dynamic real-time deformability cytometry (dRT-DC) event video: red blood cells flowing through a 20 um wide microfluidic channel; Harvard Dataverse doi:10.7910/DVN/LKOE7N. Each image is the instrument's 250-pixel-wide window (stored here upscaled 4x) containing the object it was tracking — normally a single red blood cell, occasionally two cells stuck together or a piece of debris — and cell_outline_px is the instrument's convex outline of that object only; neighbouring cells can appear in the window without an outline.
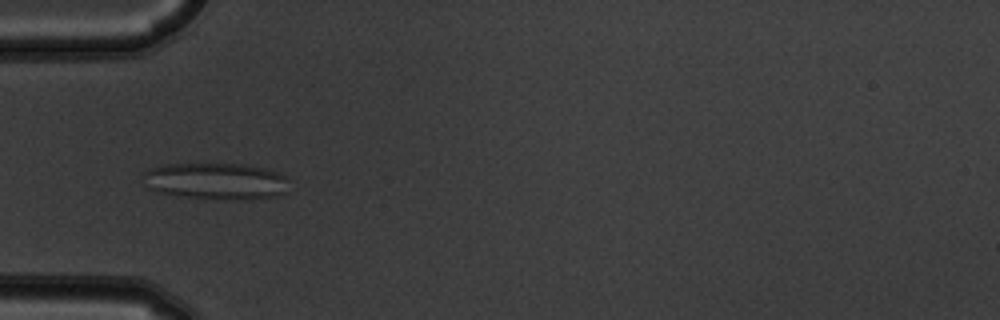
{"species": "common noctule bat (a hibernating species)", "species_latin": "Nyctalus noctula", "temperature_condition": "warm", "stored_images_in_passage": 3, "camera_frame_rate_fps": 3000, "um_per_image_px": 0.085, "animal": {"sex": "male", "body_mass_g": 19.5, "forearm_length_mm": 54.6}, "frame": {"image": 1, "passage_image": 1, "time_ms": 0.0, "image_size_px": [1000, 320], "cell_outline_px": [[288, 192], [276, 196], [252, 200], [216, 200], [176, 196], [156, 192], [148, 188], [144, 172], [152, 168], [164, 164], [244, 164], [264, 168], [288, 176]], "centroid_in_image_um": [18.42, 15.43], "position_along_channel_um": 66.6, "area_um2": 31.79}}
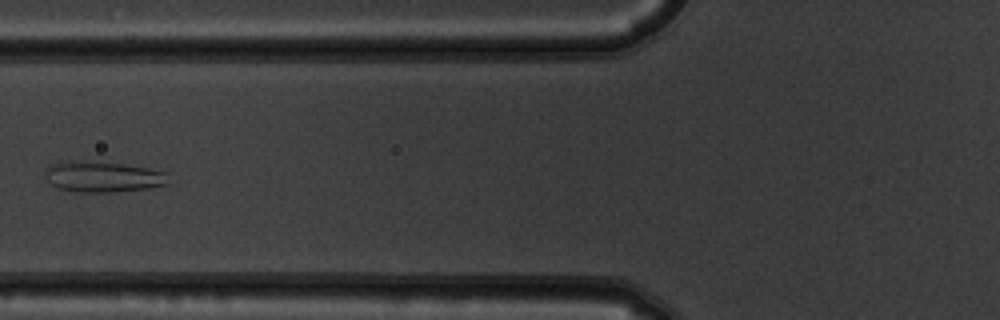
{"frame": {"image": 2, "passage_image": 2, "time_ms": 0.333, "image_size_px": [1000, 320], "cell_outline_px": [[172, 184], [148, 188], [112, 192], [80, 192], [56, 188], [48, 180], [44, 172], [44, 168], [52, 164], [120, 164], [148, 168], [168, 172]], "centroid_in_image_um": [8.88, 15.09], "position_along_channel_um": 116.9, "area_um2": 21.27}}